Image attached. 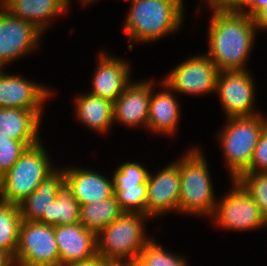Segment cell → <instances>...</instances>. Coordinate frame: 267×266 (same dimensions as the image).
Wrapping results in <instances>:
<instances>
[{"label":"cell","mask_w":267,"mask_h":266,"mask_svg":"<svg viewBox=\"0 0 267 266\" xmlns=\"http://www.w3.org/2000/svg\"><path fill=\"white\" fill-rule=\"evenodd\" d=\"M64 1V3L68 6L70 3V1L69 0H63ZM91 1H94V0H81V2H83L84 3V5L87 3H89V2H91Z\"/></svg>","instance_id":"obj_38"},{"label":"cell","mask_w":267,"mask_h":266,"mask_svg":"<svg viewBox=\"0 0 267 266\" xmlns=\"http://www.w3.org/2000/svg\"><path fill=\"white\" fill-rule=\"evenodd\" d=\"M77 119L98 132H107L113 123V102L91 95L81 94L75 99Z\"/></svg>","instance_id":"obj_22"},{"label":"cell","mask_w":267,"mask_h":266,"mask_svg":"<svg viewBox=\"0 0 267 266\" xmlns=\"http://www.w3.org/2000/svg\"><path fill=\"white\" fill-rule=\"evenodd\" d=\"M184 258L168 253L151 238L132 266H187Z\"/></svg>","instance_id":"obj_26"},{"label":"cell","mask_w":267,"mask_h":266,"mask_svg":"<svg viewBox=\"0 0 267 266\" xmlns=\"http://www.w3.org/2000/svg\"><path fill=\"white\" fill-rule=\"evenodd\" d=\"M43 110L0 108V136L22 142H40Z\"/></svg>","instance_id":"obj_18"},{"label":"cell","mask_w":267,"mask_h":266,"mask_svg":"<svg viewBox=\"0 0 267 266\" xmlns=\"http://www.w3.org/2000/svg\"><path fill=\"white\" fill-rule=\"evenodd\" d=\"M53 93L42 85L0 69V108L42 110L45 100Z\"/></svg>","instance_id":"obj_14"},{"label":"cell","mask_w":267,"mask_h":266,"mask_svg":"<svg viewBox=\"0 0 267 266\" xmlns=\"http://www.w3.org/2000/svg\"><path fill=\"white\" fill-rule=\"evenodd\" d=\"M114 196L123 212L146 215L147 185L139 184L131 188H114Z\"/></svg>","instance_id":"obj_27"},{"label":"cell","mask_w":267,"mask_h":266,"mask_svg":"<svg viewBox=\"0 0 267 266\" xmlns=\"http://www.w3.org/2000/svg\"><path fill=\"white\" fill-rule=\"evenodd\" d=\"M267 172V125L262 130L250 166L243 173Z\"/></svg>","instance_id":"obj_31"},{"label":"cell","mask_w":267,"mask_h":266,"mask_svg":"<svg viewBox=\"0 0 267 266\" xmlns=\"http://www.w3.org/2000/svg\"><path fill=\"white\" fill-rule=\"evenodd\" d=\"M146 218L141 213L123 212L97 234V255L112 265H132L151 240L144 233Z\"/></svg>","instance_id":"obj_3"},{"label":"cell","mask_w":267,"mask_h":266,"mask_svg":"<svg viewBox=\"0 0 267 266\" xmlns=\"http://www.w3.org/2000/svg\"><path fill=\"white\" fill-rule=\"evenodd\" d=\"M79 212V203L72 191L64 184L48 207L47 214H43L37 222L51 226L78 224Z\"/></svg>","instance_id":"obj_24"},{"label":"cell","mask_w":267,"mask_h":266,"mask_svg":"<svg viewBox=\"0 0 267 266\" xmlns=\"http://www.w3.org/2000/svg\"><path fill=\"white\" fill-rule=\"evenodd\" d=\"M200 151L198 148H192L181 160L175 162L180 168L178 211L193 215H209L213 218L217 200L214 199L205 157Z\"/></svg>","instance_id":"obj_4"},{"label":"cell","mask_w":267,"mask_h":266,"mask_svg":"<svg viewBox=\"0 0 267 266\" xmlns=\"http://www.w3.org/2000/svg\"><path fill=\"white\" fill-rule=\"evenodd\" d=\"M253 21L256 28L267 30V5L253 17Z\"/></svg>","instance_id":"obj_34"},{"label":"cell","mask_w":267,"mask_h":266,"mask_svg":"<svg viewBox=\"0 0 267 266\" xmlns=\"http://www.w3.org/2000/svg\"><path fill=\"white\" fill-rule=\"evenodd\" d=\"M0 6V69L4 70V65L37 48L43 32Z\"/></svg>","instance_id":"obj_9"},{"label":"cell","mask_w":267,"mask_h":266,"mask_svg":"<svg viewBox=\"0 0 267 266\" xmlns=\"http://www.w3.org/2000/svg\"><path fill=\"white\" fill-rule=\"evenodd\" d=\"M130 2L131 7L124 25L125 34L130 40L155 41L176 31L184 20L182 0H131Z\"/></svg>","instance_id":"obj_2"},{"label":"cell","mask_w":267,"mask_h":266,"mask_svg":"<svg viewBox=\"0 0 267 266\" xmlns=\"http://www.w3.org/2000/svg\"><path fill=\"white\" fill-rule=\"evenodd\" d=\"M254 80L247 70L219 71L216 92L225 110L226 118L253 116Z\"/></svg>","instance_id":"obj_11"},{"label":"cell","mask_w":267,"mask_h":266,"mask_svg":"<svg viewBox=\"0 0 267 266\" xmlns=\"http://www.w3.org/2000/svg\"><path fill=\"white\" fill-rule=\"evenodd\" d=\"M39 142H22L0 136V172L4 175L30 146Z\"/></svg>","instance_id":"obj_30"},{"label":"cell","mask_w":267,"mask_h":266,"mask_svg":"<svg viewBox=\"0 0 267 266\" xmlns=\"http://www.w3.org/2000/svg\"><path fill=\"white\" fill-rule=\"evenodd\" d=\"M64 184V169H54L35 191L18 204L22 221H38L43 214H47L48 207Z\"/></svg>","instance_id":"obj_20"},{"label":"cell","mask_w":267,"mask_h":266,"mask_svg":"<svg viewBox=\"0 0 267 266\" xmlns=\"http://www.w3.org/2000/svg\"><path fill=\"white\" fill-rule=\"evenodd\" d=\"M65 266H112V264L104 260L101 256L97 255L88 261H82Z\"/></svg>","instance_id":"obj_35"},{"label":"cell","mask_w":267,"mask_h":266,"mask_svg":"<svg viewBox=\"0 0 267 266\" xmlns=\"http://www.w3.org/2000/svg\"><path fill=\"white\" fill-rule=\"evenodd\" d=\"M266 5L267 0H246L245 9L242 12L253 18Z\"/></svg>","instance_id":"obj_33"},{"label":"cell","mask_w":267,"mask_h":266,"mask_svg":"<svg viewBox=\"0 0 267 266\" xmlns=\"http://www.w3.org/2000/svg\"><path fill=\"white\" fill-rule=\"evenodd\" d=\"M3 7L43 32L49 24L48 20L64 13L69 6L63 0H8Z\"/></svg>","instance_id":"obj_21"},{"label":"cell","mask_w":267,"mask_h":266,"mask_svg":"<svg viewBox=\"0 0 267 266\" xmlns=\"http://www.w3.org/2000/svg\"><path fill=\"white\" fill-rule=\"evenodd\" d=\"M97 70L93 76L91 95L114 102L130 82V66L116 57L104 55L99 57Z\"/></svg>","instance_id":"obj_16"},{"label":"cell","mask_w":267,"mask_h":266,"mask_svg":"<svg viewBox=\"0 0 267 266\" xmlns=\"http://www.w3.org/2000/svg\"><path fill=\"white\" fill-rule=\"evenodd\" d=\"M0 266H16L14 257L9 252L0 250Z\"/></svg>","instance_id":"obj_36"},{"label":"cell","mask_w":267,"mask_h":266,"mask_svg":"<svg viewBox=\"0 0 267 266\" xmlns=\"http://www.w3.org/2000/svg\"><path fill=\"white\" fill-rule=\"evenodd\" d=\"M22 222L19 206L11 203L0 204V250L15 255L19 230Z\"/></svg>","instance_id":"obj_25"},{"label":"cell","mask_w":267,"mask_h":266,"mask_svg":"<svg viewBox=\"0 0 267 266\" xmlns=\"http://www.w3.org/2000/svg\"><path fill=\"white\" fill-rule=\"evenodd\" d=\"M267 217V172L242 173L236 179Z\"/></svg>","instance_id":"obj_28"},{"label":"cell","mask_w":267,"mask_h":266,"mask_svg":"<svg viewBox=\"0 0 267 266\" xmlns=\"http://www.w3.org/2000/svg\"><path fill=\"white\" fill-rule=\"evenodd\" d=\"M112 266H132V265H112Z\"/></svg>","instance_id":"obj_40"},{"label":"cell","mask_w":267,"mask_h":266,"mask_svg":"<svg viewBox=\"0 0 267 266\" xmlns=\"http://www.w3.org/2000/svg\"><path fill=\"white\" fill-rule=\"evenodd\" d=\"M57 168L50 165L42 142L30 146L3 175L5 203L20 204Z\"/></svg>","instance_id":"obj_6"},{"label":"cell","mask_w":267,"mask_h":266,"mask_svg":"<svg viewBox=\"0 0 267 266\" xmlns=\"http://www.w3.org/2000/svg\"><path fill=\"white\" fill-rule=\"evenodd\" d=\"M232 181L234 186L230 192L217 202L213 214L215 223L235 231L261 228L265 225V217L258 205L237 180Z\"/></svg>","instance_id":"obj_8"},{"label":"cell","mask_w":267,"mask_h":266,"mask_svg":"<svg viewBox=\"0 0 267 266\" xmlns=\"http://www.w3.org/2000/svg\"><path fill=\"white\" fill-rule=\"evenodd\" d=\"M0 4L3 6L8 0H0Z\"/></svg>","instance_id":"obj_39"},{"label":"cell","mask_w":267,"mask_h":266,"mask_svg":"<svg viewBox=\"0 0 267 266\" xmlns=\"http://www.w3.org/2000/svg\"><path fill=\"white\" fill-rule=\"evenodd\" d=\"M64 176L65 184L80 206L114 195L113 179L110 181L95 171L72 167L64 170Z\"/></svg>","instance_id":"obj_17"},{"label":"cell","mask_w":267,"mask_h":266,"mask_svg":"<svg viewBox=\"0 0 267 266\" xmlns=\"http://www.w3.org/2000/svg\"><path fill=\"white\" fill-rule=\"evenodd\" d=\"M219 70L208 55L194 56L180 63L161 82L172 91L185 94H208L216 91Z\"/></svg>","instance_id":"obj_10"},{"label":"cell","mask_w":267,"mask_h":266,"mask_svg":"<svg viewBox=\"0 0 267 266\" xmlns=\"http://www.w3.org/2000/svg\"><path fill=\"white\" fill-rule=\"evenodd\" d=\"M60 266L88 261L97 256V234L82 224L54 226Z\"/></svg>","instance_id":"obj_13"},{"label":"cell","mask_w":267,"mask_h":266,"mask_svg":"<svg viewBox=\"0 0 267 266\" xmlns=\"http://www.w3.org/2000/svg\"><path fill=\"white\" fill-rule=\"evenodd\" d=\"M146 215L151 218L178 211L180 196V168L173 162L160 170L156 175L148 174L147 178Z\"/></svg>","instance_id":"obj_12"},{"label":"cell","mask_w":267,"mask_h":266,"mask_svg":"<svg viewBox=\"0 0 267 266\" xmlns=\"http://www.w3.org/2000/svg\"><path fill=\"white\" fill-rule=\"evenodd\" d=\"M150 98L151 81L132 82L113 102V121L147 128Z\"/></svg>","instance_id":"obj_15"},{"label":"cell","mask_w":267,"mask_h":266,"mask_svg":"<svg viewBox=\"0 0 267 266\" xmlns=\"http://www.w3.org/2000/svg\"><path fill=\"white\" fill-rule=\"evenodd\" d=\"M123 214L116 197L80 206L79 223L98 234Z\"/></svg>","instance_id":"obj_23"},{"label":"cell","mask_w":267,"mask_h":266,"mask_svg":"<svg viewBox=\"0 0 267 266\" xmlns=\"http://www.w3.org/2000/svg\"><path fill=\"white\" fill-rule=\"evenodd\" d=\"M253 18L243 12H213L207 55L219 71H244L255 40Z\"/></svg>","instance_id":"obj_1"},{"label":"cell","mask_w":267,"mask_h":266,"mask_svg":"<svg viewBox=\"0 0 267 266\" xmlns=\"http://www.w3.org/2000/svg\"><path fill=\"white\" fill-rule=\"evenodd\" d=\"M14 262L16 266H60L54 226L22 221Z\"/></svg>","instance_id":"obj_7"},{"label":"cell","mask_w":267,"mask_h":266,"mask_svg":"<svg viewBox=\"0 0 267 266\" xmlns=\"http://www.w3.org/2000/svg\"><path fill=\"white\" fill-rule=\"evenodd\" d=\"M3 185V174L0 172V204L4 202Z\"/></svg>","instance_id":"obj_37"},{"label":"cell","mask_w":267,"mask_h":266,"mask_svg":"<svg viewBox=\"0 0 267 266\" xmlns=\"http://www.w3.org/2000/svg\"><path fill=\"white\" fill-rule=\"evenodd\" d=\"M149 171L136 162H126L114 172V188H131L139 184H146Z\"/></svg>","instance_id":"obj_29"},{"label":"cell","mask_w":267,"mask_h":266,"mask_svg":"<svg viewBox=\"0 0 267 266\" xmlns=\"http://www.w3.org/2000/svg\"><path fill=\"white\" fill-rule=\"evenodd\" d=\"M219 136L232 180H236L249 166L260 134L267 119L260 114L227 118Z\"/></svg>","instance_id":"obj_5"},{"label":"cell","mask_w":267,"mask_h":266,"mask_svg":"<svg viewBox=\"0 0 267 266\" xmlns=\"http://www.w3.org/2000/svg\"><path fill=\"white\" fill-rule=\"evenodd\" d=\"M213 8V12H242L246 6V0H207Z\"/></svg>","instance_id":"obj_32"},{"label":"cell","mask_w":267,"mask_h":266,"mask_svg":"<svg viewBox=\"0 0 267 266\" xmlns=\"http://www.w3.org/2000/svg\"><path fill=\"white\" fill-rule=\"evenodd\" d=\"M165 90L154 94L153 83L151 80V98L149 103V115L147 129L156 133L173 134L180 120L179 105L176 96H173L172 89L162 83ZM167 87V88H166ZM169 89V90H168ZM171 90V91H170ZM154 94V95H153Z\"/></svg>","instance_id":"obj_19"}]
</instances>
